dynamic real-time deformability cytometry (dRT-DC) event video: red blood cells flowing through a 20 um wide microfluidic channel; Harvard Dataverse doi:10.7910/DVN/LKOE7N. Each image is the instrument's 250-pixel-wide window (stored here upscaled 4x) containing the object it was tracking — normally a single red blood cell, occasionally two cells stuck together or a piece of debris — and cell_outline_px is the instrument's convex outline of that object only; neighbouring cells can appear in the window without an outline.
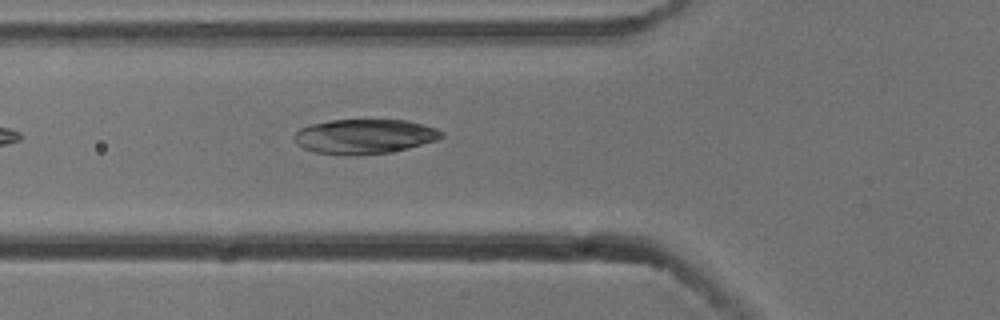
{"species": "common noctule bat (a hibernating species)", "species_latin": "Nyctalus noctula", "temperature_condition": "cold", "stored_images_in_passage": 5, "camera_frame_rate_fps": 3000, "um_per_image_px": 0.085, "animal": {"sex": "male", "body_mass_g": 13.3}, "frame": {"image": 1, "passage_image": 5, "time_ms": 1.333, "image_size_px": [1000, 320], "cell_outline_px": [[444, 136], [436, 140], [408, 148], [388, 152], [356, 156], [344, 156], [316, 152], [304, 148], [296, 144], [292, 136], [300, 128], [312, 124], [332, 120], [404, 120], [424, 124], [436, 128], [444, 132]], "centroid_in_image_um": [30.96, 11.6], "position_along_channel_um": 94.8, "area_um2": 29.88}}